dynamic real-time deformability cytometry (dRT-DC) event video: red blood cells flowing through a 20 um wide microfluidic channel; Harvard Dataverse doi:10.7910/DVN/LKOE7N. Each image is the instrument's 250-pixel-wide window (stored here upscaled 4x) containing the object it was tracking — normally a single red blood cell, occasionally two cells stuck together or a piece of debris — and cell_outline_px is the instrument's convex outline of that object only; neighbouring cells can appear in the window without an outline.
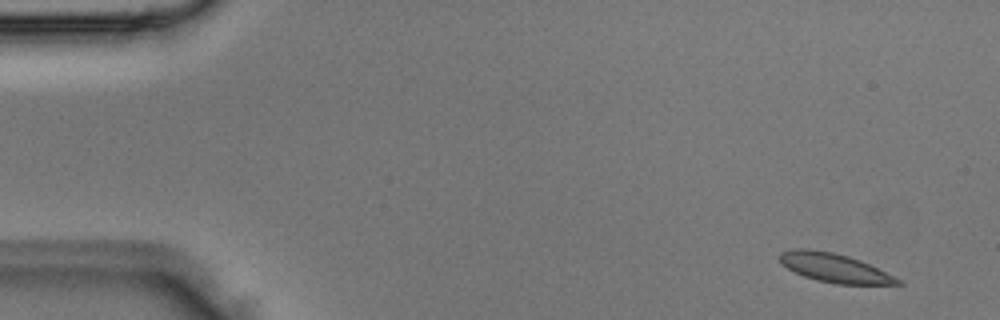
{"species": "Egyptian fruit bat (a non-hibernating species)", "species_latin": "Rousettus aegyptiacus", "temperature_condition": "room temperature", "stored_images_in_passage": 4, "camera_frame_rate_fps": 3000, "um_per_image_px": 0.085, "animal": {"sex": "male"}, "frame": {"image": 1, "passage_image": 1, "time_ms": 0.0, "image_size_px": [1000, 320], "cell_outline_px": [[904, 284], [836, 284], [816, 280], [804, 276], [780, 264], [780, 252], [792, 248], [808, 248], [832, 252], [848, 256], [860, 260], [904, 280]], "centroid_in_image_um": [70.94, 22.76], "position_along_channel_um": 14.1, "area_um2": 19.94}}